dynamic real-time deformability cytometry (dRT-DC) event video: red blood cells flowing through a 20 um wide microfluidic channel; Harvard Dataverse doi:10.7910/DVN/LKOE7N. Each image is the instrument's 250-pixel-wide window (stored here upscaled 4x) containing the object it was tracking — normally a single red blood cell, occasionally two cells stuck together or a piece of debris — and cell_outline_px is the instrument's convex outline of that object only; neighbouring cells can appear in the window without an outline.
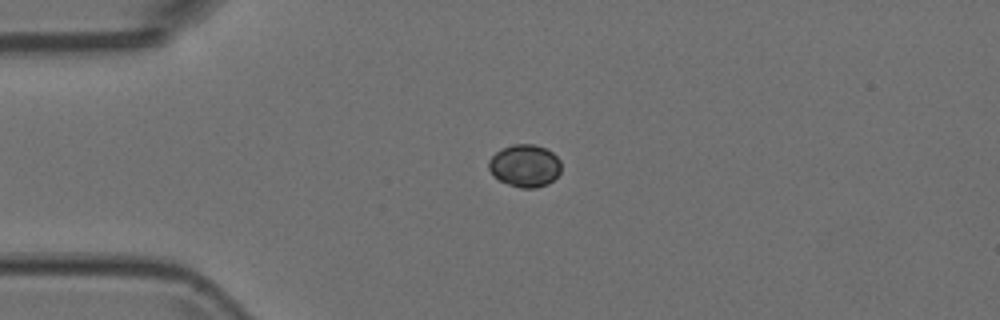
{"species": "Egyptian fruit bat (a non-hibernating species)", "species_latin": "Rousettus aegyptiacus", "temperature_condition": "room temperature", "stored_images_in_passage": 2, "camera_frame_rate_fps": 3000, "um_per_image_px": 0.085, "animal": {"sex": "female"}, "frame": {"image": 1, "passage_image": 1, "time_ms": 0.0, "image_size_px": [1000, 320], "cell_outline_px": [[560, 172], [548, 184], [536, 188], [520, 188], [508, 184], [500, 180], [488, 168], [488, 160], [496, 152], [512, 144], [536, 144], [552, 152], [560, 160]], "centroid_in_image_um": [44.62, 14.08], "position_along_channel_um": 40.4, "area_um2": 17.8}}